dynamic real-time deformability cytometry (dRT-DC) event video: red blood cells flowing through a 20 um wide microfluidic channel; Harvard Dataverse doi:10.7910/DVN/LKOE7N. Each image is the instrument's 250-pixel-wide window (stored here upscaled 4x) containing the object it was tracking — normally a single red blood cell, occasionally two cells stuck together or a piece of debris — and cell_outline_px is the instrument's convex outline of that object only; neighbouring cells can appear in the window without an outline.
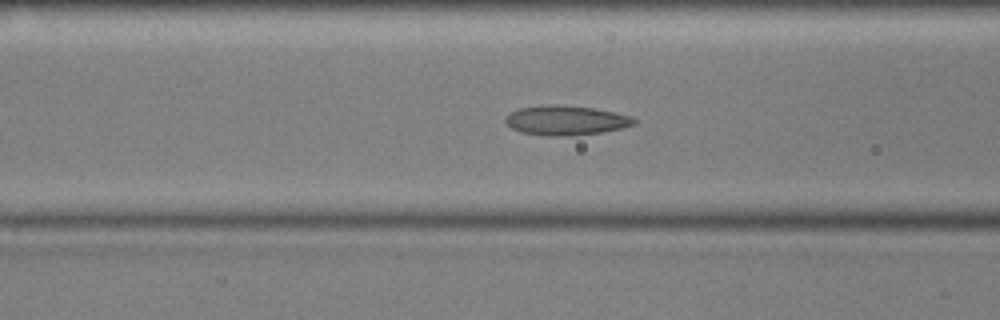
{"species": "common noctule bat (a hibernating species)", "species_latin": "Nyctalus noctula", "temperature_condition": "cold", "stored_images_in_passage": 41, "camera_frame_rate_fps": 3000, "um_per_image_px": 0.085, "animal": {"sex": "male", "body_mass_g": 17.9, "forearm_length_mm": 54.2}, "frame": {"image": 1, "passage_image": 7, "time_ms": 2.0, "image_size_px": [1000, 320], "cell_outline_px": [[636, 124], [620, 128], [600, 132], [568, 136], [552, 136], [520, 132], [512, 128], [504, 120], [516, 108], [548, 104], [556, 104], [592, 108], [632, 116], [636, 120]], "centroid_in_image_um": [48.08, 10.22], "position_along_channel_um": 118.5, "area_um2": 21.96}}
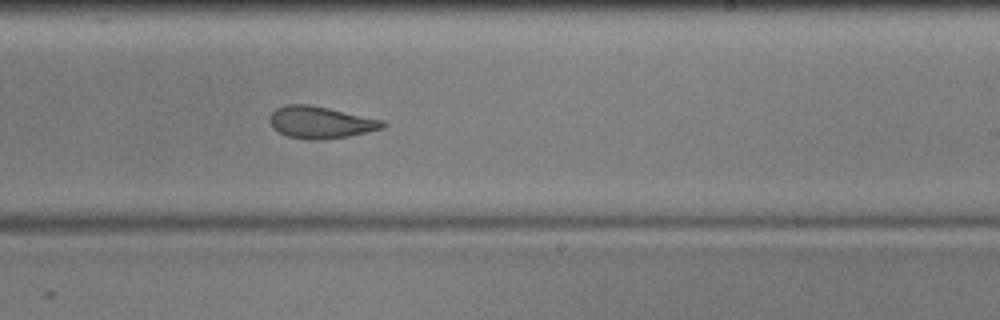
{"frame": {"image": 2, "passage_image": 19, "time_ms": 6.0, "image_size_px": [1000, 320], "cell_outline_px": [[388, 124], [384, 128], [368, 132], [348, 136], [320, 140], [308, 140], [288, 136], [272, 128], [268, 120], [272, 112], [276, 108], [284, 104], [308, 104], [328, 108], [384, 120]], "centroid_in_image_um": [27.25, 10.4], "position_along_channel_um": 261.8, "area_um2": 21.21}}
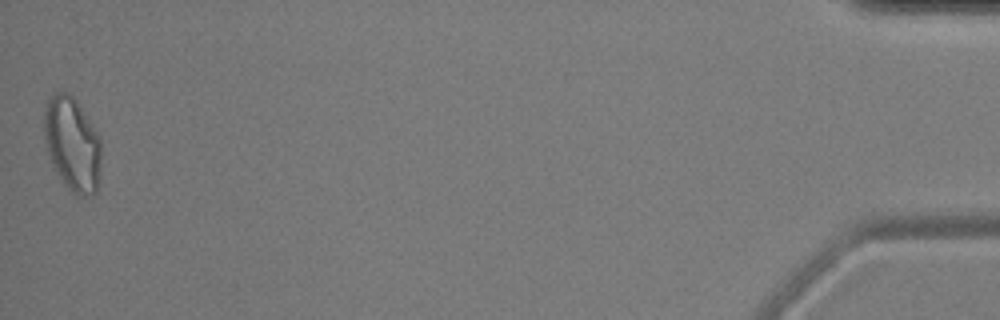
{"frame": {"image": 3, "passage_image": 41, "time_ms": 13.333, "image_size_px": [1000, 320], "cell_outline_px": [[100, 172], [96, 192], [92, 196], [76, 196], [60, 180], [52, 168], [44, 136], [44, 112], [48, 100], [52, 92], [68, 92], [76, 100], [100, 136]], "centroid_in_image_um": [6.13, 12.27], "position_along_channel_um": 429.1, "area_um2": 31.62}, "authors_computed_cell_mechanics": {"area_um2": 21.964, "velocity_mm_per_s": 3.5864, "shape_relaxation_time_tau1_ms": 7.0001, "shape_relaxation_time_tau2_ms": 2.7114, "deformation_change_tau1": 0.1653, "deformation_change_tau2": 0.1054}}